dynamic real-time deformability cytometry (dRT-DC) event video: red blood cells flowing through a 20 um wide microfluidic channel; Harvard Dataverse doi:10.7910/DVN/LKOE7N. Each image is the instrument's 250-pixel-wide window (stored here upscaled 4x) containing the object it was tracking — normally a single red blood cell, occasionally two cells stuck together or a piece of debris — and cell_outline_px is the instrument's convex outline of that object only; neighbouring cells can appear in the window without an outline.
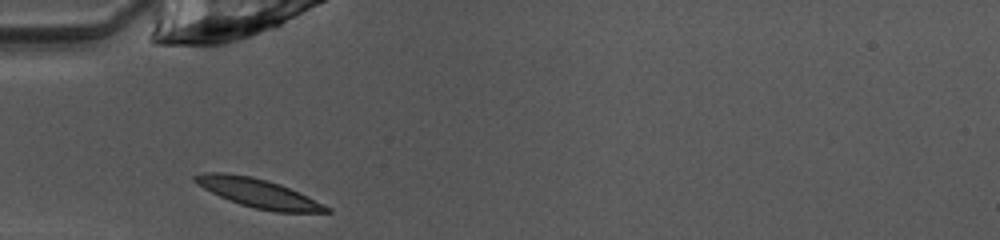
{"species": "common noctule bat (a hibernating species)", "species_latin": "Nyctalus noctula", "temperature_condition": "warm", "stored_images_in_passage": 28, "camera_frame_rate_fps": 3000, "um_per_image_px": 0.085, "animal": {"sex": "female", "body_mass_g": 10.0, "forearm_length_mm": 53.1}, "frame": {"image": 1, "passage_image": 1, "time_ms": 0.0, "image_size_px": [1000, 240], "cell_outline_px": [[332, 212], [276, 212], [256, 208], [240, 204], [220, 196], [196, 184], [192, 180], [192, 176], [204, 172], [224, 172], [252, 176], [280, 184], [324, 204], [332, 208]], "centroid_in_image_um": [21.93, 16.4], "position_along_channel_um": 63.1, "area_um2": 21.91}}
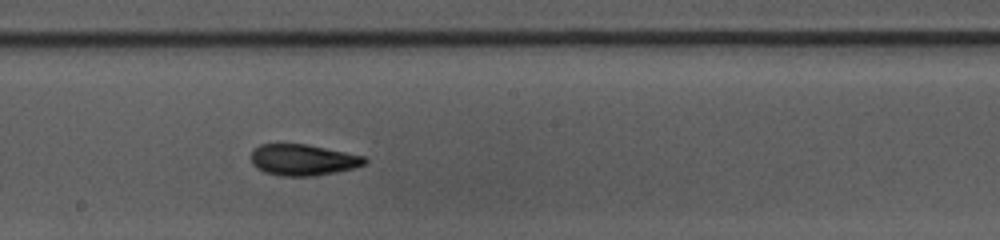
{"frame": {"image": 2, "passage_image": 13, "time_ms": 4.0, "image_size_px": [1000, 240], "cell_outline_px": [[368, 160], [364, 164], [352, 168], [336, 172], [312, 176], [280, 176], [264, 172], [256, 168], [252, 164], [252, 148], [260, 144], [308, 144], [368, 156]], "centroid_in_image_um": [25.76, 13.58], "position_along_channel_um": 222.4, "area_um2": 20.92}}
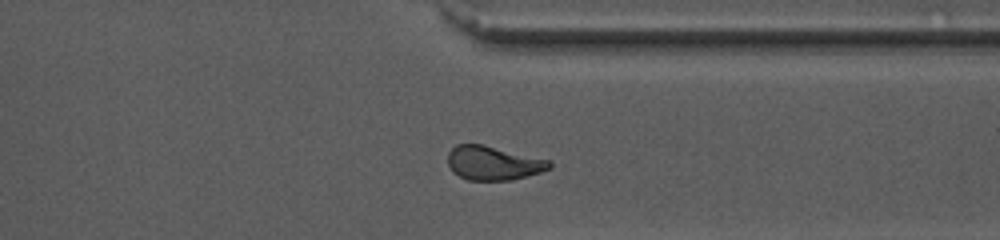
{"frame": {"image": 3, "passage_image": 24, "time_ms": 7.667, "image_size_px": [1000, 240], "cell_outline_px": [[552, 168], [528, 176], [512, 180], [468, 180], [452, 172], [448, 164], [448, 152], [456, 144], [484, 144], [552, 160]], "centroid_in_image_um": [41.96, 13.85], "position_along_channel_um": 369.4, "area_um2": 20.46}, "authors_computed_cell_mechanics": {"area_um2": 20.7791, "velocity_mm_per_s": 4.0157, "shape_relaxation_time_tau1_ms": 6.7095, "shape_relaxation_time_tau2_ms": 2.5443, "deformation_change_tau1": 0.1821, "deformation_change_tau2": 0.0816}}